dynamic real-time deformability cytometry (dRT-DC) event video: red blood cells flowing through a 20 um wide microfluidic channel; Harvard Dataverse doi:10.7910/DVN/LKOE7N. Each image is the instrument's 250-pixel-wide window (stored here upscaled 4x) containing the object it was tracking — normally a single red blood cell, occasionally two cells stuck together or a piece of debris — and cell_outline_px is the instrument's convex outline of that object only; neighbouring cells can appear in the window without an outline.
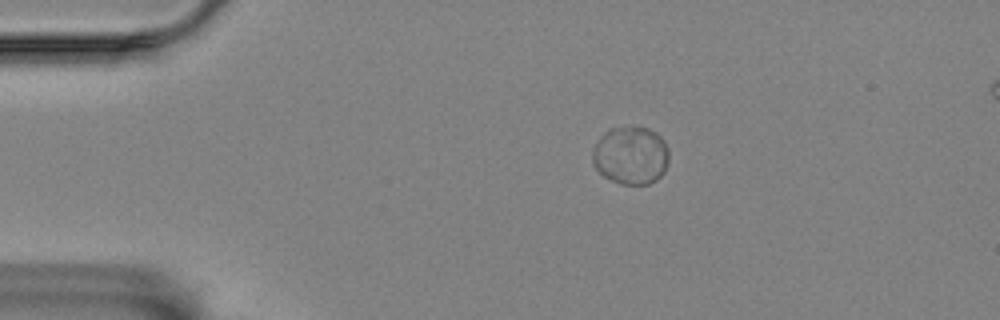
{"species": "Egyptian fruit bat (a non-hibernating species)", "species_latin": "Rousettus aegyptiacus", "temperature_condition": "room temperature", "stored_images_in_passage": 48, "camera_frame_rate_fps": 3000, "um_per_image_px": 0.085, "animal": {"sex": "female"}, "frame": {"image": 1, "passage_image": 1, "time_ms": 0.0, "image_size_px": [1000, 320], "cell_outline_px": [[668, 160], [664, 172], [656, 180], [648, 184], [620, 184], [604, 176], [592, 164], [592, 152], [600, 136], [608, 128], [648, 128], [656, 132], [664, 140], [668, 148]], "centroid_in_image_um": [53.61, 13.22], "position_along_channel_um": 31.4, "area_um2": 25.78}}
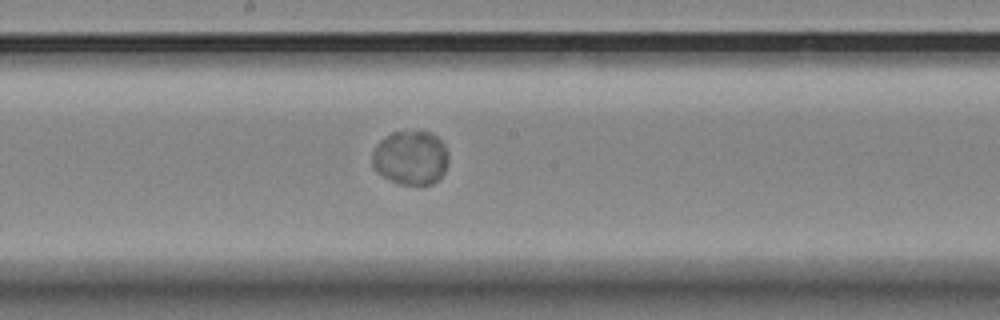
{"frame": {"image": 2, "passage_image": 21, "time_ms": 6.667, "image_size_px": [1000, 320], "cell_outline_px": [[448, 160], [444, 172], [432, 184], [400, 184], [384, 176], [372, 164], [372, 152], [380, 140], [392, 132], [428, 132], [436, 136], [444, 144], [448, 156]], "centroid_in_image_um": [34.91, 13.4], "position_along_channel_um": 213.3, "area_um2": 23.58}}
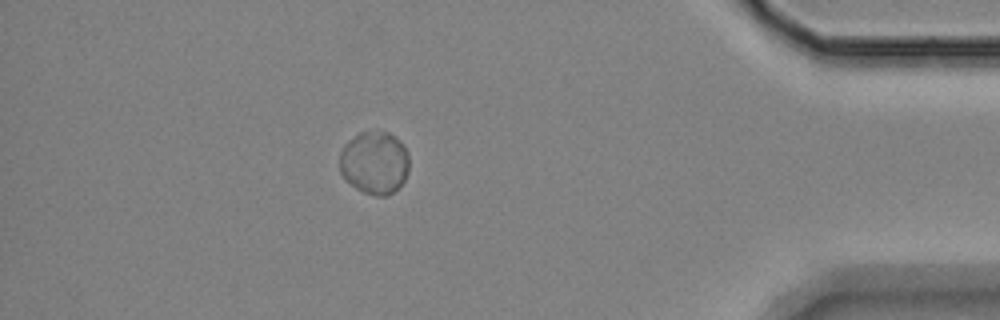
{"frame": {"image": 3, "passage_image": 41, "time_ms": 13.333, "image_size_px": [1000, 320], "cell_outline_px": [[408, 172], [404, 180], [388, 196], [376, 196], [364, 192], [356, 188], [340, 172], [340, 152], [344, 144], [348, 140], [360, 132], [388, 132], [400, 140], [404, 144], [408, 152]], "centroid_in_image_um": [31.84, 13.81], "position_along_channel_um": 403.4, "area_um2": 25.37}, "authors_computed_cell_mechanics": {"area_um2": 25.2586, "velocity_mm_per_s": 3.4357, "shape_relaxation_time_tau1_ms": 5.506, "shape_relaxation_time_tau2_ms": null, "deformation_change_tau1": 0.0228, "deformation_change_tau2": null}}